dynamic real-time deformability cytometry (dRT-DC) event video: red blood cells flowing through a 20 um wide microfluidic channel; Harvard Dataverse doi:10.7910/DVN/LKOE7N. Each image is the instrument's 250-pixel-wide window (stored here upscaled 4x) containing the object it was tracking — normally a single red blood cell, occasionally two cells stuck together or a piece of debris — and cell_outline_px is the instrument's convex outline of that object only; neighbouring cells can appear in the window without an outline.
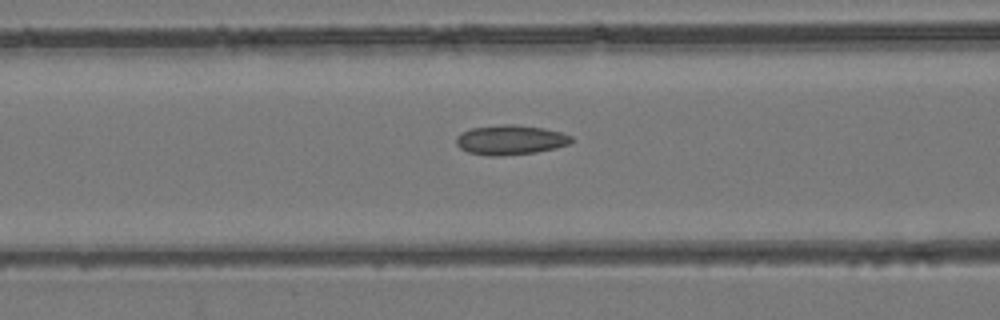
{"species": "common noctule bat (a hibernating species)", "species_latin": "Nyctalus noctula", "temperature_condition": "room temperature", "stored_images_in_passage": 34, "camera_frame_rate_fps": 3000, "um_per_image_px": 0.085, "animal": {"sex": "female", "body_mass_g": 24.6, "forearm_length_mm": 56.2}, "frame": {"image": 1, "passage_image": 10, "time_ms": 3.0, "image_size_px": [1000, 320], "cell_outline_px": [[572, 140], [568, 144], [556, 148], [536, 152], [500, 156], [488, 156], [468, 152], [460, 148], [456, 144], [456, 136], [472, 128], [504, 124], [512, 124], [544, 128], [560, 132], [572, 136]], "centroid_in_image_um": [43.38, 11.9], "position_along_channel_um": 123.2, "area_um2": 19.83}}
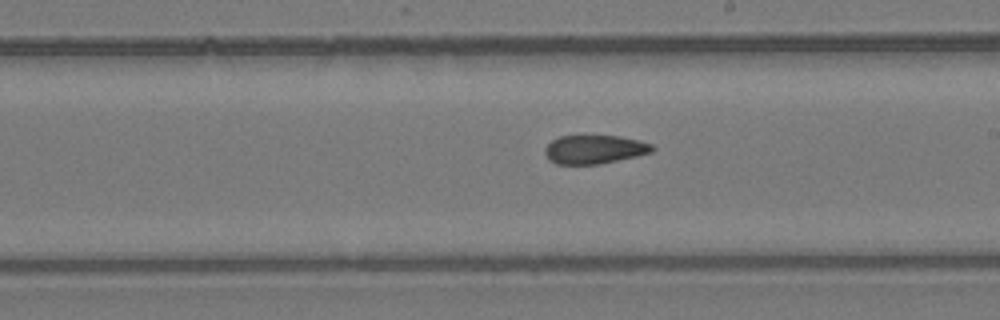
{"frame": {"image": 2, "passage_image": 18, "time_ms": 5.667, "image_size_px": [1000, 320], "cell_outline_px": [[656, 148], [652, 152], [636, 156], [600, 164], [556, 164], [548, 160], [544, 152], [544, 148], [552, 140], [560, 136], [620, 136], [640, 140], [652, 144]], "centroid_in_image_um": [50.53, 12.7], "position_along_channel_um": 238.5, "area_um2": 18.03}}
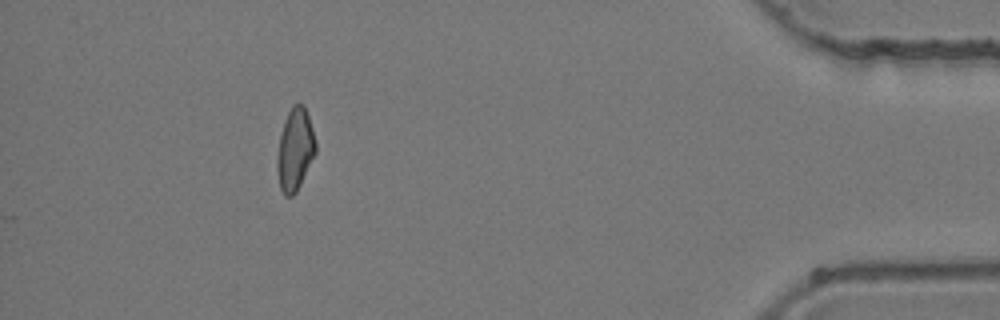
{"frame": {"image": 3, "passage_image": 34, "time_ms": 11.0, "image_size_px": [1000, 320], "cell_outline_px": [[316, 152], [296, 192], [292, 196], [284, 196], [280, 188], [276, 168], [276, 156], [280, 136], [284, 120], [292, 104], [304, 104], [312, 128], [316, 144]], "centroid_in_image_um": [25.05, 12.71], "position_along_channel_um": 410.1, "area_um2": 18.44}}